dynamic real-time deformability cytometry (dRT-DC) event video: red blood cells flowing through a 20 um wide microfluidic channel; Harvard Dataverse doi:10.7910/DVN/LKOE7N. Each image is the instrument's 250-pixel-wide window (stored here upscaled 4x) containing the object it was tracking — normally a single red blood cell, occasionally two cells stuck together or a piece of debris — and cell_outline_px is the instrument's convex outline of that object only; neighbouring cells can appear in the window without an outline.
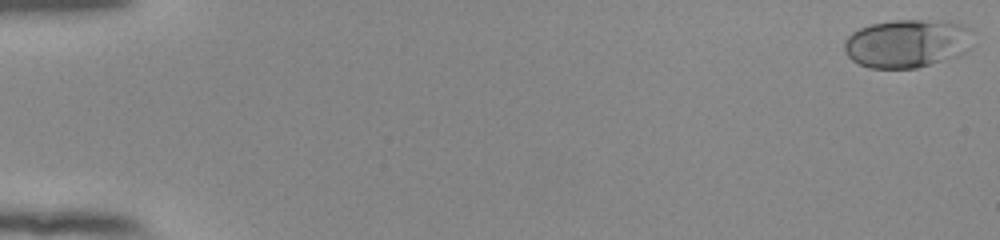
{"species": "human", "species_latin": "Homo sapiens", "temperature_condition": "room temperature", "stored_images_in_passage": 54, "camera_frame_rate_fps": 3000, "um_per_image_px": 0.085, "donor": {"sex": "female"}, "frame": {"image": 1, "passage_image": 1, "time_ms": 0.0, "image_size_px": [1000, 240], "cell_outline_px": [[972, 48], [960, 56], [916, 68], [868, 68], [852, 60], [844, 52], [844, 40], [852, 32], [860, 28], [872, 24], [896, 20], [948, 20], [964, 24], [972, 28]], "centroid_in_image_um": [77.18, 3.68], "position_along_channel_um": 7.8, "area_um2": 36.99}}
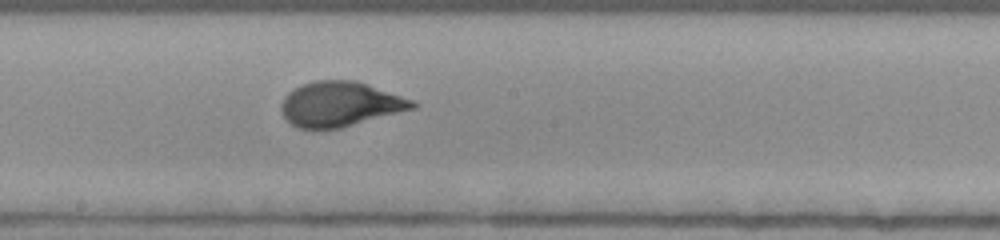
{"frame": {"image": 2, "passage_image": 31, "time_ms": 10.0, "image_size_px": [1000, 240], "cell_outline_px": [[420, 104], [416, 108], [340, 128], [300, 128], [292, 124], [284, 116], [280, 108], [280, 104], [284, 96], [292, 88], [316, 80], [356, 80], [412, 100]], "centroid_in_image_um": [28.9, 8.84], "position_along_channel_um": 219.3, "area_um2": 34.1}}
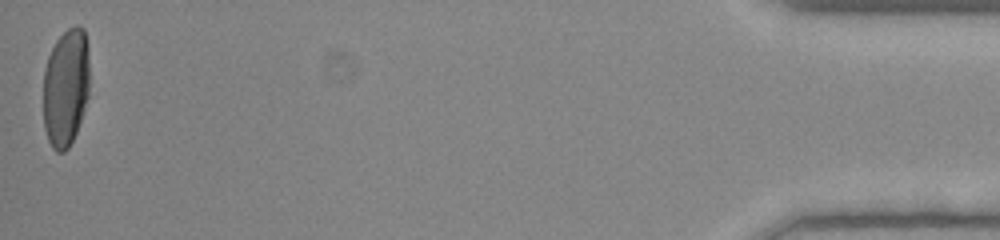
{"frame": {"image": 3, "passage_image": 54, "time_ms": 17.667, "image_size_px": [1000, 240], "cell_outline_px": [[88, 96], [76, 132], [68, 148], [64, 152], [56, 152], [52, 148], [48, 140], [44, 128], [44, 68], [48, 56], [56, 40], [68, 28], [76, 24], [84, 28], [88, 44]], "centroid_in_image_um": [5.59, 7.41], "position_along_channel_um": 429.6, "area_um2": 31.91}, "authors_computed_cell_mechanics": {"area_um2": 33.9575, "velocity_mm_per_s": 3.8772, "shape_relaxation_time_tau1_ms": 3.9848, "shape_relaxation_time_tau2_ms": null, "deformation_change_tau1": 0.1867, "deformation_change_tau2": null}}